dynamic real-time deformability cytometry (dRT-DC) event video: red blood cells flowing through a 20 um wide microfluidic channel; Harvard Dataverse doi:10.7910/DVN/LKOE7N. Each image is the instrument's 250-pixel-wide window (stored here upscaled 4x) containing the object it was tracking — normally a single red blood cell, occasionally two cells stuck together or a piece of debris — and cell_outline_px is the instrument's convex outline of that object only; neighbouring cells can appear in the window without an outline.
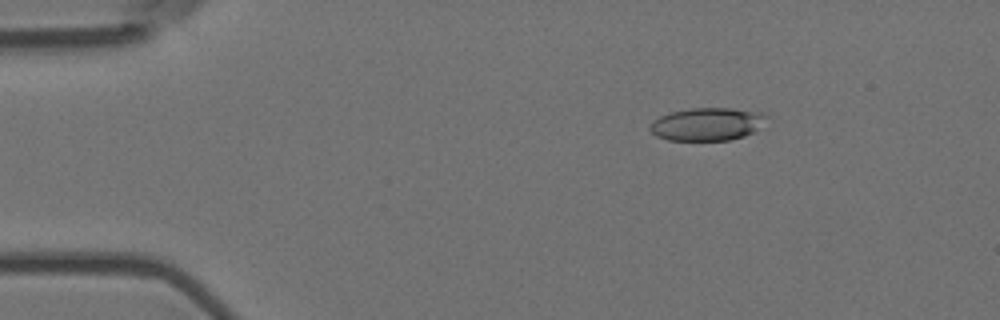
{"species": "Egyptian fruit bat (a non-hibernating species)", "species_latin": "Rousettus aegyptiacus", "temperature_condition": "room temperature", "stored_images_in_passage": 6, "camera_frame_rate_fps": 3000, "um_per_image_px": 0.085, "animal": {"sex": "female"}, "frame": {"image": 1, "passage_image": 2, "time_ms": 0.333, "image_size_px": [1000, 320], "cell_outline_px": [[768, 116], [756, 132], [744, 136], [728, 140], [668, 140], [656, 136], [648, 128], [652, 120], [668, 112], [692, 108], [732, 108], [760, 112]], "centroid_in_image_um": [60.09, 10.55], "position_along_channel_um": 24.9, "area_um2": 22.48}}
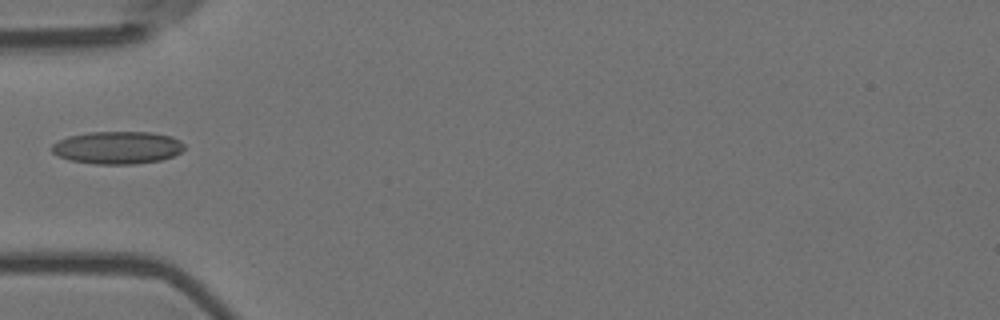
{"frame": {"image": 2, "passage_image": 5, "time_ms": 1.333, "image_size_px": [1000, 320], "cell_outline_px": [[184, 148], [180, 152], [172, 156], [160, 160], [136, 164], [92, 164], [68, 160], [52, 152], [52, 144], [56, 140], [68, 136], [88, 132], [152, 132], [172, 136], [180, 140], [184, 144]], "centroid_in_image_um": [9.97, 12.54], "position_along_channel_um": 75.0, "area_um2": 25.37}}
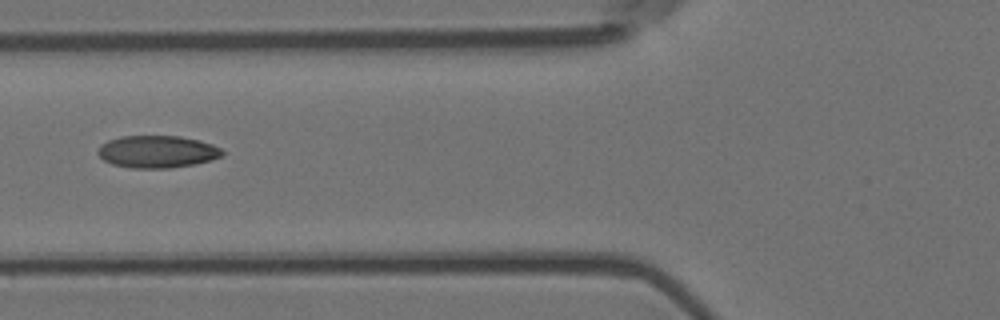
{"frame": {"image": 3, "passage_image": 6, "time_ms": 1.667, "image_size_px": [1000, 320], "cell_outline_px": [[224, 156], [212, 160], [196, 164], [168, 168], [132, 168], [112, 164], [104, 160], [96, 152], [100, 144], [108, 140], [120, 136], [180, 136], [200, 140], [212, 144], [220, 148], [224, 152]], "centroid_in_image_um": [13.37, 12.89], "position_along_channel_um": 112.4, "area_um2": 23.64}}